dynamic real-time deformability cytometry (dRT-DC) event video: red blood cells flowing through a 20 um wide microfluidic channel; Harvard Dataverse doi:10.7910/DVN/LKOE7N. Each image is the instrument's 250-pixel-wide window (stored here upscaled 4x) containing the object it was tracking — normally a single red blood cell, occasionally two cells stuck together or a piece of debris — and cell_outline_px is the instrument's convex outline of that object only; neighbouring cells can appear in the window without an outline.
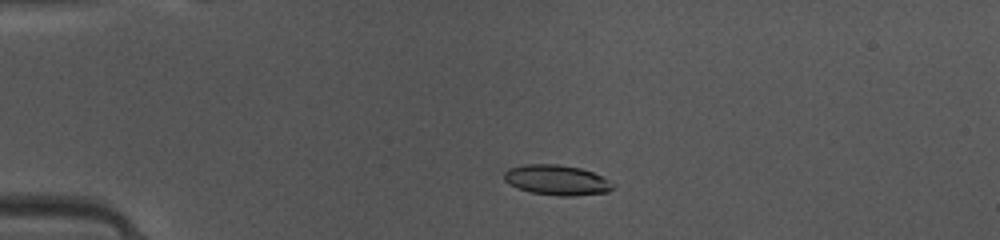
{"species": "common noctule bat (a hibernating species)", "species_latin": "Nyctalus noctula", "temperature_condition": "warm", "stored_images_in_passage": 20, "camera_frame_rate_fps": 3000, "um_per_image_px": 0.085, "animal": {"sex": "female", "body_mass_g": 10.0, "forearm_length_mm": 53.1}, "frame": {"image": 1, "passage_image": 12, "time_ms": 3.667, "image_size_px": [1000, 240], "cell_outline_px": [[616, 184], [608, 192], [572, 196], [560, 196], [532, 192], [508, 184], [504, 180], [504, 172], [508, 168], [524, 164], [556, 164], [580, 168], [592, 172]], "centroid_in_image_um": [47.31, 15.3], "position_along_channel_um": 37.7, "area_um2": 19.02}}
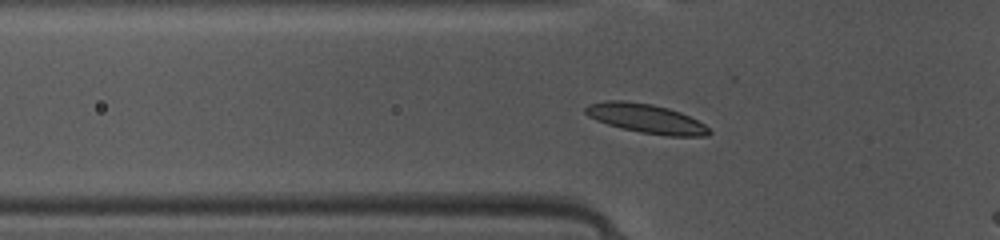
{"frame": {"image": 2, "passage_image": 17, "time_ms": 5.333, "image_size_px": [1000, 240], "cell_outline_px": [[712, 132], [708, 136], [668, 136], [640, 132], [620, 128], [596, 120], [588, 116], [584, 112], [584, 108], [588, 104], [604, 100], [624, 100], [652, 104], [668, 108], [680, 112], [704, 124]], "centroid_in_image_um": [54.88, 10.07], "position_along_channel_um": 70.9, "area_um2": 21.1}}